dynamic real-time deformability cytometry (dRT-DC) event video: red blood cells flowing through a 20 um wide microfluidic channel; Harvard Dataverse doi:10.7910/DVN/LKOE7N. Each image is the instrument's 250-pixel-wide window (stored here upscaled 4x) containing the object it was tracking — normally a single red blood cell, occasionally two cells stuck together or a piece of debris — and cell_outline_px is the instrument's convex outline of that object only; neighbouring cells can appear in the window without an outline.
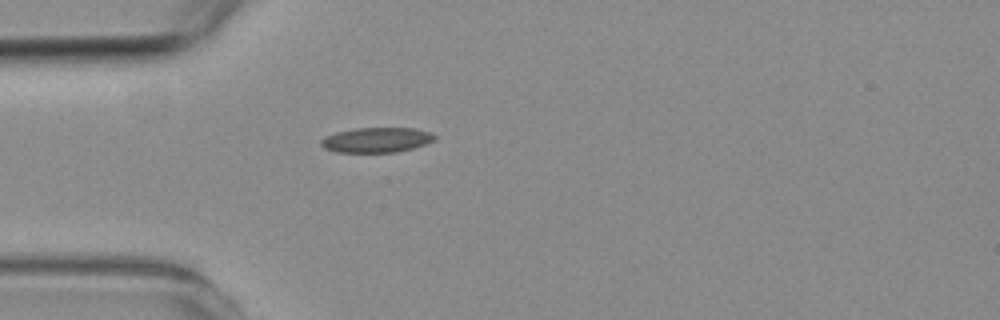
{"species": "common noctule bat (a hibernating species)", "species_latin": "Nyctalus noctula", "temperature_condition": "room temperature", "stored_images_in_passage": 1, "camera_frame_rate_fps": 3000, "um_per_image_px": 0.085, "animal": {"sex": "female", "body_mass_g": 19.3, "forearm_length_mm": 54.1}, "frame": {"image": 1, "passage_image": 1, "time_ms": 0.0, "image_size_px": [1000, 320], "cell_outline_px": [[436, 140], [412, 148], [396, 152], [336, 152], [324, 148], [320, 144], [320, 140], [324, 136], [336, 132], [356, 128], [412, 128], [428, 132], [436, 136]], "centroid_in_image_um": [31.96, 11.89], "position_along_channel_um": 53.0, "area_um2": 16.47}}